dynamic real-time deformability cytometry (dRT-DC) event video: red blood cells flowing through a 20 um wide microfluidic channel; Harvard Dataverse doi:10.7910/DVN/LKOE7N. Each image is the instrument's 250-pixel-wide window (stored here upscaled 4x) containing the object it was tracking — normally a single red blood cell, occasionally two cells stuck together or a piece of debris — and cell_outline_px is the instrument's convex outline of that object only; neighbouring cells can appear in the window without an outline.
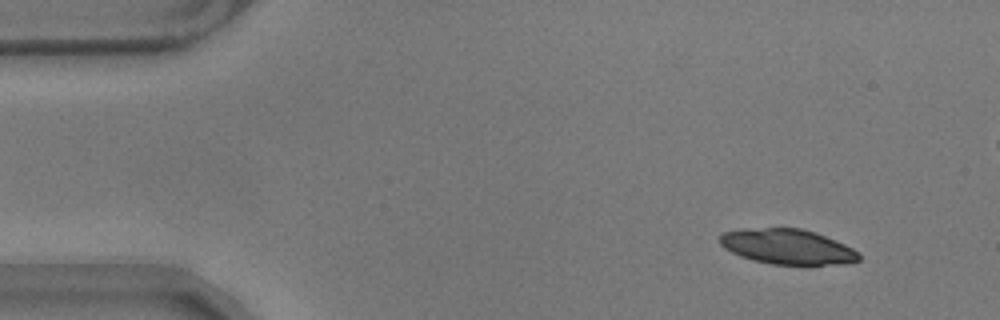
{"species": "common noctule bat (a hibernating species)", "species_latin": "Nyctalus noctula", "temperature_condition": "warm", "stored_images_in_passage": 58, "camera_frame_rate_fps": 3000, "um_per_image_px": 0.085, "animal": {"sex": "male", "body_mass_g": 17.9}, "frame": {"image": 1, "passage_image": 6, "time_ms": 1.667, "image_size_px": [1000, 320], "cell_outline_px": [[860, 260], [840, 264], [812, 268], [772, 264], [752, 260], [740, 256], [724, 248], [720, 244], [720, 236], [724, 232], [764, 228], [800, 228], [824, 236], [844, 244], [860, 252]], "centroid_in_image_um": [67.0, 21.03], "position_along_channel_um": 18.0, "area_um2": 28.9}}
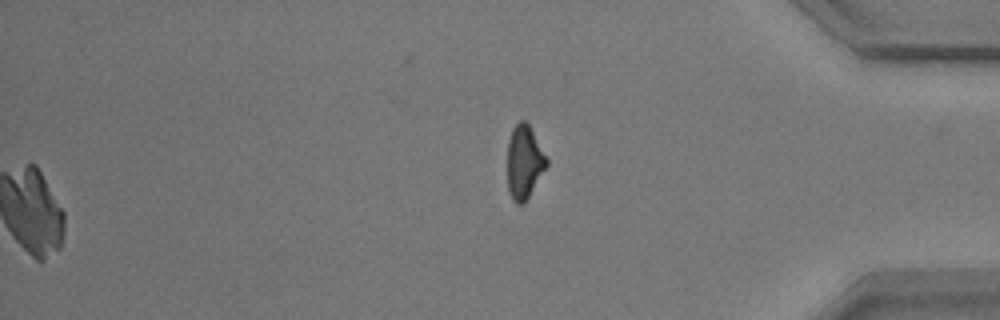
{"frame": {"image": 2, "passage_image": 58, "time_ms": 19.0, "image_size_px": [1000, 320], "cell_outline_px": [[548, 164], [524, 204], [516, 204], [512, 200], [508, 192], [508, 140], [512, 128], [520, 120], [524, 120], [528, 124], [548, 160]], "centroid_in_image_um": [44.54, 13.8], "position_along_channel_um": 390.7, "area_um2": 16.65}}